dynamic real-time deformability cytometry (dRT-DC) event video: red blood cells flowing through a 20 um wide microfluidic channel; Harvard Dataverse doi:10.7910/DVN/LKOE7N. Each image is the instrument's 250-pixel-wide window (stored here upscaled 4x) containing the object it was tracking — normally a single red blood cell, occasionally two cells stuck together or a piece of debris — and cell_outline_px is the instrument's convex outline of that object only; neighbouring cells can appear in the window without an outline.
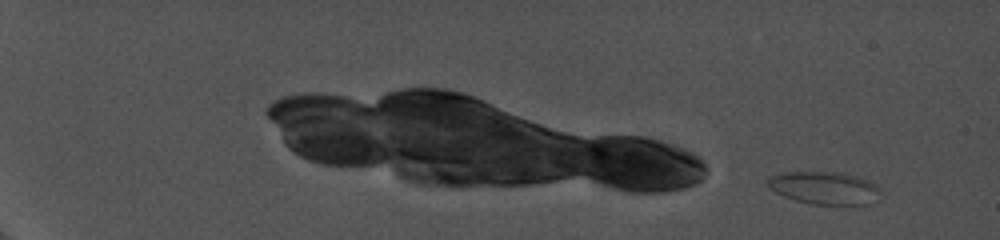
{"species": "common noctule bat (a hibernating species)", "species_latin": "Nyctalus noctula", "temperature_condition": "cold", "stored_images_in_passage": 21, "camera_frame_rate_fps": 5000, "um_per_image_px": 0.085, "animal": {"sex": "female", "body_mass_g": 19.0, "forearm_length_mm": 56.7}, "frame": {"image": 1, "passage_image": 4, "time_ms": 1.4, "image_size_px": [1000, 240], "cell_outline_px": [[880, 192], [868, 204], [812, 204], [796, 200], [784, 196], [768, 188], [764, 184], [764, 180], [768, 176], [784, 172], [844, 172], [868, 180], [876, 184], [880, 188]], "centroid_in_image_um": [69.99, 15.95], "position_along_channel_um": 15.0, "area_um2": 21.56}}
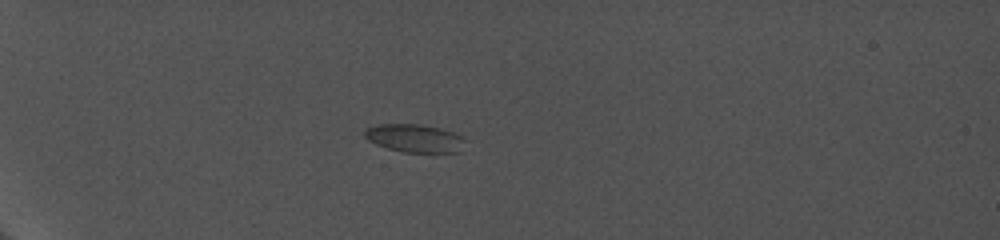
{"frame": {"image": 2, "passage_image": 16, "time_ms": 7.2, "image_size_px": [1000, 240], "cell_outline_px": [[468, 140], [460, 152], [404, 152], [388, 148], [376, 144], [368, 140], [364, 136], [364, 128], [376, 124], [424, 124], [440, 128], [452, 132]], "centroid_in_image_um": [35.25, 11.74], "position_along_channel_um": 49.8, "area_um2": 16.65}}